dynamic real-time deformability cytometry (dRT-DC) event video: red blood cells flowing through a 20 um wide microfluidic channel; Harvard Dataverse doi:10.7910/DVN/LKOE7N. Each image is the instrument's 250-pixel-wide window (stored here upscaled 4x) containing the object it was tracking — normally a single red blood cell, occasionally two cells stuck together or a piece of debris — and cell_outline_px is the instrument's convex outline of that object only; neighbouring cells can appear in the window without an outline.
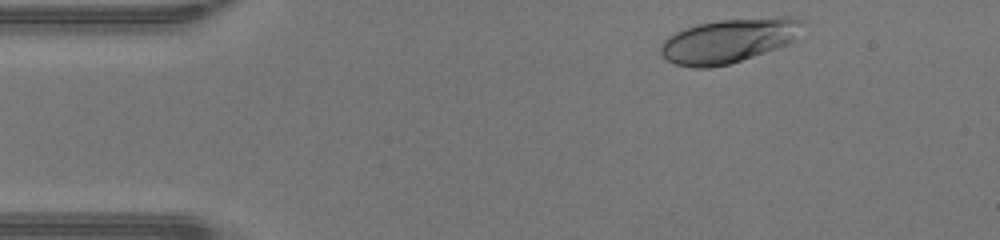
{"species": "human", "species_latin": "Homo sapiens", "temperature_condition": "warm", "stored_images_in_passage": 35, "camera_frame_rate_fps": 3000, "um_per_image_px": 0.085, "donor": {"sex": "male"}, "frame": {"image": 1, "passage_image": 2, "time_ms": 0.333, "image_size_px": [1000, 240], "cell_outline_px": [[808, 24], [792, 40], [776, 48], [728, 64], [712, 68], [692, 68], [676, 64], [668, 60], [660, 52], [660, 44], [668, 36], [684, 28], [696, 24], [720, 20], [780, 16], [796, 16], [804, 20]], "centroid_in_image_um": [61.97, 3.43], "position_along_channel_um": 23.0, "area_um2": 36.7}}
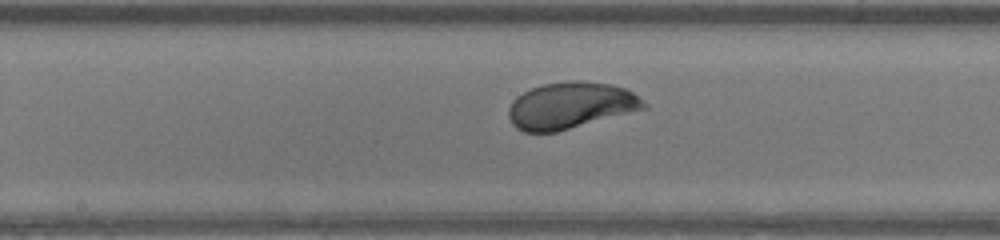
{"frame": {"image": 2, "passage_image": 19, "time_ms": 6.0, "image_size_px": [1000, 240], "cell_outline_px": [[648, 108], [556, 132], [524, 132], [516, 128], [512, 124], [508, 116], [508, 108], [512, 100], [516, 96], [532, 88], [544, 84], [568, 80], [580, 80], [612, 84], [628, 88], [648, 104]], "centroid_in_image_um": [48.51, 8.96], "position_along_channel_um": 199.7, "area_um2": 37.05}}
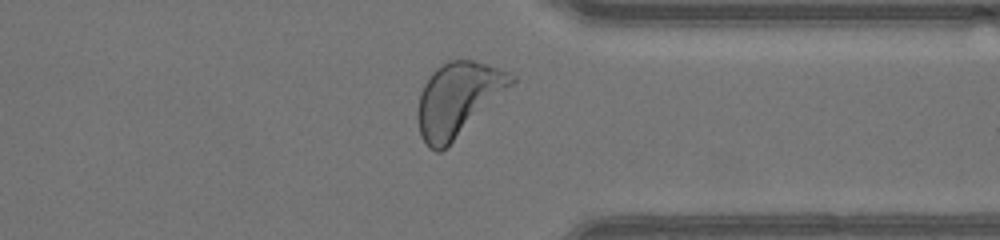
{"frame": {"image": 3, "passage_image": 31, "time_ms": 10.0, "image_size_px": [1000, 240], "cell_outline_px": [[516, 80], [512, 84], [440, 152], [436, 152], [428, 148], [420, 136], [416, 116], [416, 112], [420, 92], [424, 84], [432, 72], [436, 68], [448, 60], [472, 60], [488, 64], [508, 72], [516, 76]], "centroid_in_image_um": [38.86, 8.41], "position_along_channel_um": 372.5, "area_um2": 39.42}, "authors_computed_cell_mechanics": {"area_um2": 36.0094, "velocity_mm_per_s": 4.4165, "shape_relaxation_time_tau1_ms": 2.4955, "shape_relaxation_time_tau2_ms": null, "deformation_change_tau1": 0.1491, "deformation_change_tau2": null}}